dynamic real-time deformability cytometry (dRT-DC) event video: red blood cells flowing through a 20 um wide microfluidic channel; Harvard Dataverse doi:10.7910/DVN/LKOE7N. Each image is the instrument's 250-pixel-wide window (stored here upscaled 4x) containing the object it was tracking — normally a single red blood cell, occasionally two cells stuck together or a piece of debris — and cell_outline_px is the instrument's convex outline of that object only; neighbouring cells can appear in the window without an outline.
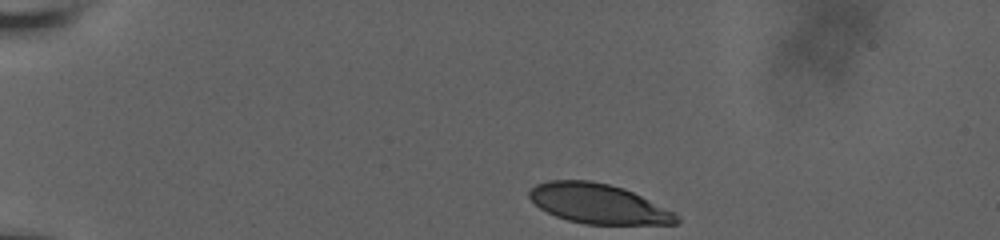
{"species": "human", "species_latin": "Homo sapiens", "temperature_condition": "room temperature", "stored_images_in_passage": 39, "camera_frame_rate_fps": 3000, "um_per_image_px": 0.085, "donor": {"sex": "male"}, "frame": {"image": 1, "passage_image": 1, "time_ms": 0.0, "image_size_px": [1000, 240], "cell_outline_px": [[680, 220], [676, 224], [584, 224], [568, 220], [556, 216], [540, 208], [528, 196], [528, 192], [536, 184], [548, 180], [588, 180], [608, 184], [624, 188], [676, 212], [680, 216]], "centroid_in_image_um": [50.89, 17.32], "position_along_channel_um": 34.1, "area_um2": 34.1}}
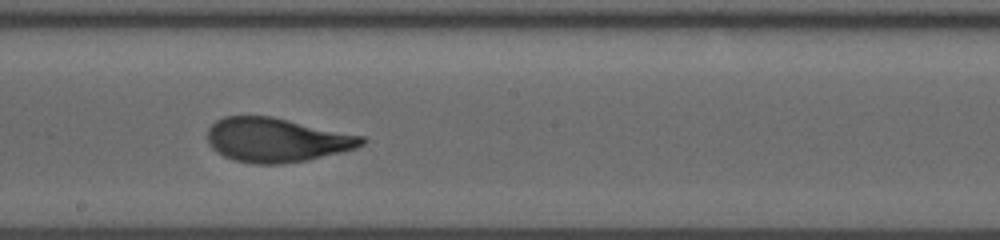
{"frame": {"image": 2, "passage_image": 23, "time_ms": 7.333, "image_size_px": [1000, 240], "cell_outline_px": [[368, 140], [364, 144], [356, 148], [344, 152], [308, 160], [280, 164], [252, 164], [232, 160], [216, 152], [208, 144], [208, 128], [216, 120], [224, 116], [272, 116], [364, 136]], "centroid_in_image_um": [23.52, 11.9], "position_along_channel_um": 224.7, "area_um2": 40.11}}
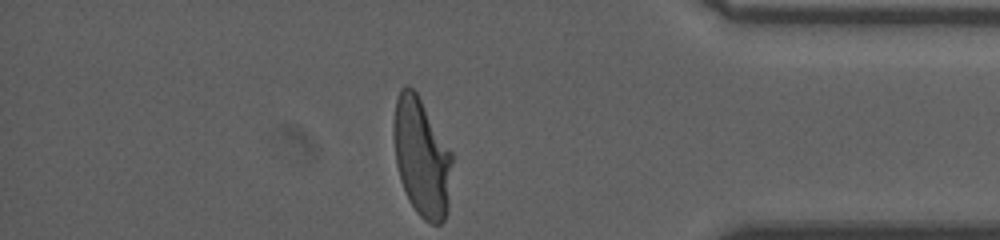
{"frame": {"image": 3, "passage_image": 39, "time_ms": 12.667, "image_size_px": [1000, 240], "cell_outline_px": [[452, 164], [448, 212], [444, 220], [440, 224], [432, 224], [424, 220], [416, 212], [408, 200], [400, 180], [396, 164], [392, 132], [392, 120], [396, 100], [400, 88], [404, 84], [408, 84], [416, 92], [452, 152]], "centroid_in_image_um": [35.82, 13.37], "position_along_channel_um": 399.4, "area_um2": 40.86}, "authors_computed_cell_mechanics": {"area_um2": 39.8242, "velocity_mm_per_s": 3.6966, "shape_relaxation_time_tau1_ms": 5.7923, "shape_relaxation_time_tau2_ms": 0.721, "deformation_change_tau1": 0.226, "deformation_change_tau2": 0.0695}}